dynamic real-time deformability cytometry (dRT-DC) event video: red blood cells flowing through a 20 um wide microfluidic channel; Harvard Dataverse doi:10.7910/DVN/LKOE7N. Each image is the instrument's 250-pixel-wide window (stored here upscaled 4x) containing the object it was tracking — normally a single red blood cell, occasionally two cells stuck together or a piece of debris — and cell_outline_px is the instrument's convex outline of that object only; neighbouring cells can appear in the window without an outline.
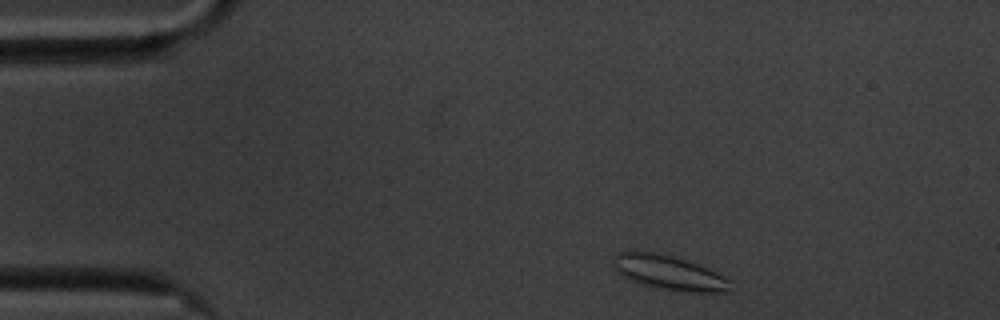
{"species": "common noctule bat (a hibernating species)", "species_latin": "Nyctalus noctula", "temperature_condition": "cold", "stored_images_in_passage": 50, "camera_frame_rate_fps": 3000, "um_per_image_px": 0.085, "animal": {"sex": "male", "body_mass_g": 20.1, "forearm_length_mm": 53.5}, "frame": {"image": 1, "passage_image": 2, "time_ms": 0.333, "image_size_px": [1000, 320], "cell_outline_px": [[732, 292], [676, 292], [644, 284], [632, 280], [616, 272], [612, 268], [612, 264], [616, 256], [620, 252], [636, 248], [656, 252], [688, 260], [708, 268], [732, 280]], "centroid_in_image_um": [56.88, 23.16], "position_along_channel_um": 28.1, "area_um2": 24.16}}
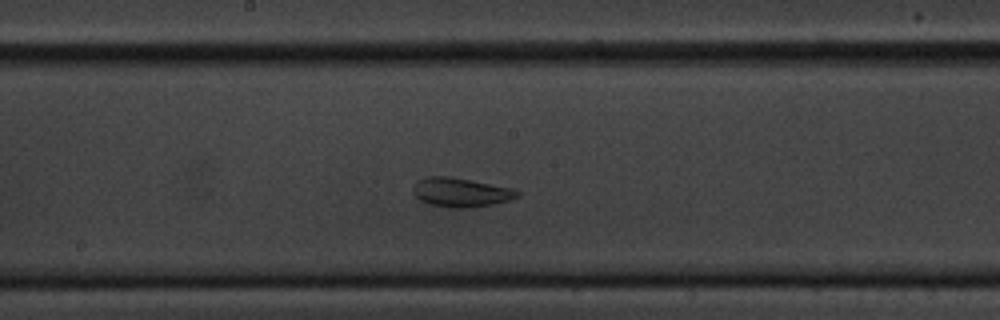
{"frame": {"image": 2, "passage_image": 23, "time_ms": 7.333, "image_size_px": [1000, 320], "cell_outline_px": [[520, 196], [508, 200], [492, 204], [468, 208], [448, 208], [428, 204], [420, 200], [412, 192], [412, 184], [416, 180], [428, 176], [448, 176], [472, 180], [512, 188], [520, 192]], "centroid_in_image_um": [39.11, 16.34], "position_along_channel_um": 209.1, "area_um2": 17.92}}
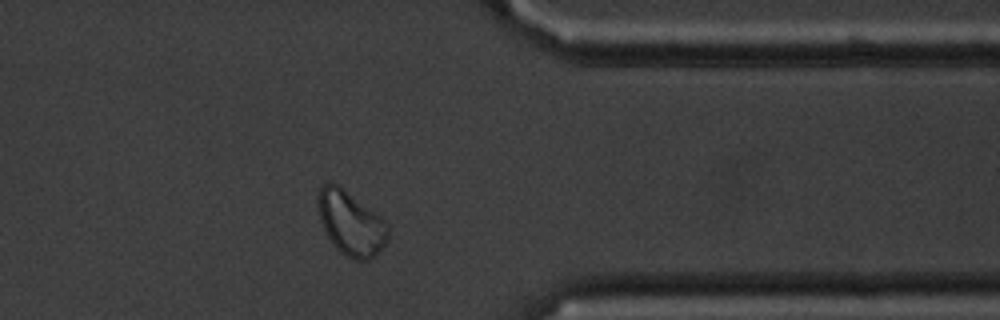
{"frame": {"image": 3, "passage_image": 39, "time_ms": 12.667, "image_size_px": [1000, 320], "cell_outline_px": [[388, 236], [384, 244], [368, 260], [356, 260], [340, 252], [336, 248], [328, 236], [320, 220], [316, 204], [316, 196], [320, 184], [336, 184], [380, 216], [388, 224]], "centroid_in_image_um": [29.77, 18.95], "position_along_channel_um": 381.6, "area_um2": 25.66}, "authors_computed_cell_mechanics": {"area_um2": 19.5653, "velocity_mm_per_s": 3.4251, "shape_relaxation_time_tau1_ms": null, "shape_relaxation_time_tau2_ms": 2.0441, "deformation_change_tau1": null, "deformation_change_tau2": 0.0955}}